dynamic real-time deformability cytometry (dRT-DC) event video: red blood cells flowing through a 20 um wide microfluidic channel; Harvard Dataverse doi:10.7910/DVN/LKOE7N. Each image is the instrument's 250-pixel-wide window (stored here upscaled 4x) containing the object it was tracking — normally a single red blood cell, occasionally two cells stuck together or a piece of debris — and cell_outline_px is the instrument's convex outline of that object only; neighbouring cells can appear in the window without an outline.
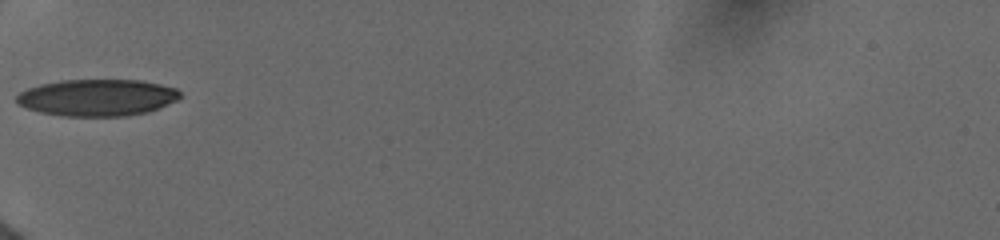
{"species": "human", "species_latin": "Homo sapiens", "temperature_condition": "cold", "stored_images_in_passage": 38, "camera_frame_rate_fps": 3000, "um_per_image_px": 0.085, "donor": {"sex": "female"}, "frame": {"image": 1, "passage_image": 1, "time_ms": 0.0, "image_size_px": [1000, 240], "cell_outline_px": [[180, 96], [176, 100], [148, 112], [124, 116], [60, 116], [40, 112], [16, 104], [16, 96], [20, 92], [28, 88], [40, 84], [64, 80], [140, 80], [160, 84], [176, 88], [180, 92]], "centroid_in_image_um": [8.24, 8.29], "position_along_channel_um": 76.8, "area_um2": 34.97}}
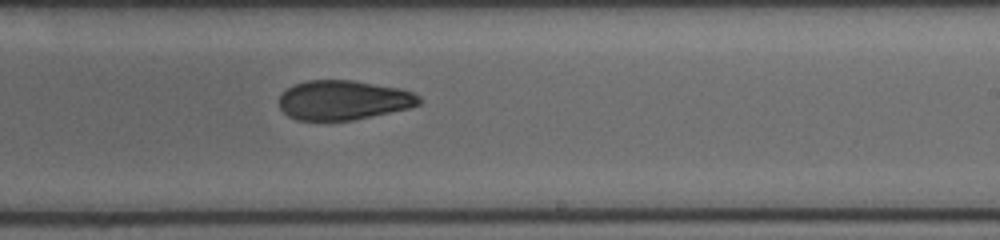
{"frame": {"image": 2, "passage_image": 18, "time_ms": 4.667, "image_size_px": [1000, 240], "cell_outline_px": [[420, 104], [408, 108], [352, 120], [296, 120], [288, 116], [280, 108], [280, 96], [288, 88], [296, 84], [308, 80], [352, 80], [400, 88], [412, 92], [420, 96]], "centroid_in_image_um": [29.19, 8.51], "position_along_channel_um": 259.8, "area_um2": 31.96}}
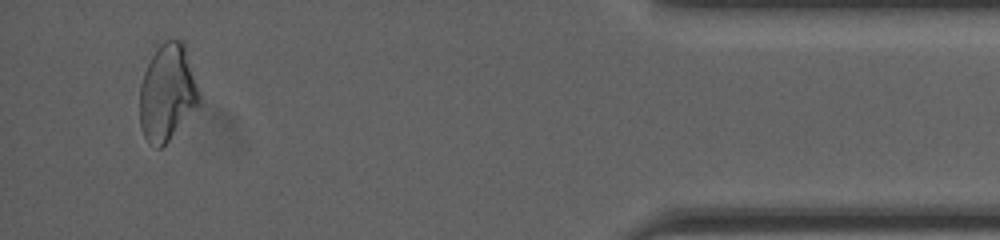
{"frame": {"image": 3, "passage_image": 35, "time_ms": 10.0, "image_size_px": [1000, 240], "cell_outline_px": [[200, 104], [168, 140], [160, 148], [156, 148], [144, 136], [140, 128], [140, 84], [144, 72], [156, 48], [164, 40], [184, 40], [200, 92]], "centroid_in_image_um": [14.24, 7.84], "position_along_channel_um": 421.0, "area_um2": 33.52}, "authors_computed_cell_mechanics": {"area_um2": 33.3795, "velocity_mm_per_s": 3.9611, "shape_relaxation_time_tau1_ms": 10.7677, "shape_relaxation_time_tau2_ms": 5.418, "deformation_change_tau1": 0.2232, "deformation_change_tau2": 0.1266}}